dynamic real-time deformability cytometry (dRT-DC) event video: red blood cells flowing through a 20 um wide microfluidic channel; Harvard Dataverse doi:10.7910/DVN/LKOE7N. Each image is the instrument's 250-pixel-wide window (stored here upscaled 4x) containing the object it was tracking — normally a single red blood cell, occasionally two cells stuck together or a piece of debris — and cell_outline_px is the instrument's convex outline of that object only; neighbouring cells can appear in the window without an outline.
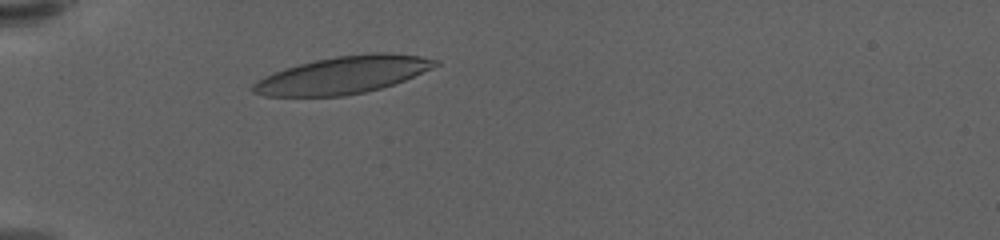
{"species": "human", "species_latin": "Homo sapiens", "temperature_condition": "warm", "stored_images_in_passage": 36, "camera_frame_rate_fps": 3000, "um_per_image_px": 0.085, "donor": {"sex": "female"}, "frame": {"image": 1, "passage_image": 4, "time_ms": 1.0, "image_size_px": [1000, 240], "cell_outline_px": [[440, 64], [432, 68], [404, 80], [380, 88], [364, 92], [344, 96], [264, 96], [252, 92], [252, 84], [256, 80], [284, 68], [316, 60], [336, 56], [372, 52], [388, 52], [420, 56], [440, 60]], "centroid_in_image_um": [29.16, 6.37], "position_along_channel_um": 55.8, "area_um2": 39.54}}
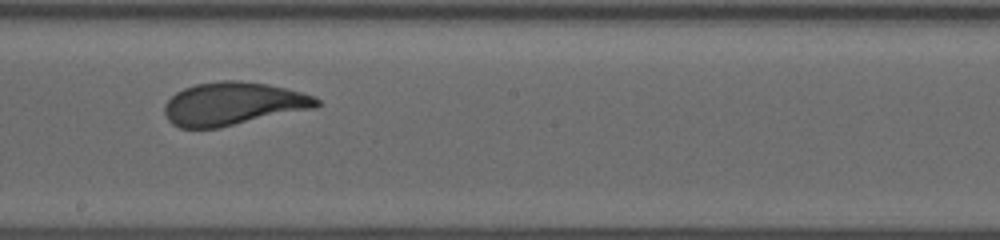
{"frame": {"image": 2, "passage_image": 20, "time_ms": 6.333, "image_size_px": [1000, 240], "cell_outline_px": [[320, 104], [316, 108], [220, 128], [180, 128], [172, 124], [168, 120], [164, 112], [164, 104], [176, 92], [184, 88], [196, 84], [220, 80], [240, 80], [268, 84], [288, 88], [312, 96], [320, 100]], "centroid_in_image_um": [19.81, 8.82], "position_along_channel_um": 228.4, "area_um2": 38.49}}
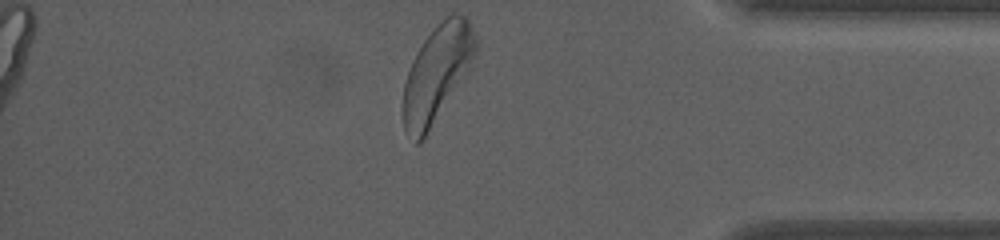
{"frame": {"image": 3, "passage_image": 36, "time_ms": 11.667, "image_size_px": [1000, 240], "cell_outline_px": [[476, 48], [472, 68], [424, 140], [420, 144], [416, 144], [404, 132], [404, 84], [412, 60], [416, 52], [424, 40], [444, 16], [452, 12], [456, 12], [468, 16], [476, 36]], "centroid_in_image_um": [37.19, 6.25], "position_along_channel_um": 398.0, "area_um2": 41.62}, "authors_computed_cell_mechanics": {"area_um2": 38.6393, "velocity_mm_per_s": 3.581, "shape_relaxation_time_tau1_ms": 3.659, "shape_relaxation_time_tau2_ms": 0.9137, "deformation_change_tau1": 0.1765, "deformation_change_tau2": 0.0894}}